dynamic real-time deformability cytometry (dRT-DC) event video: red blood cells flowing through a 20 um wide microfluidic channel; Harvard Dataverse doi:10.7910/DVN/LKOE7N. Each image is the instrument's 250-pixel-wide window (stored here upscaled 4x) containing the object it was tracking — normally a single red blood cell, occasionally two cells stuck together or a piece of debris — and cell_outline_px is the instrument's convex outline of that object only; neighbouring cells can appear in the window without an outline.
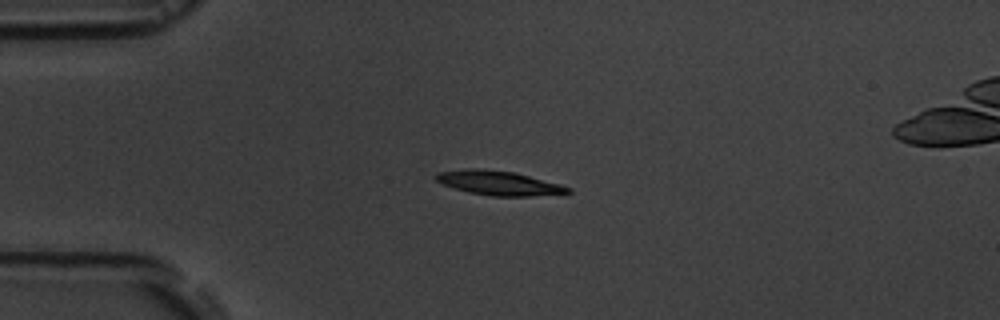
{"species": "common noctule bat (a hibernating species)", "species_latin": "Nyctalus noctula", "temperature_condition": "room temperature", "stored_images_in_passage": 5, "camera_frame_rate_fps": 3000, "um_per_image_px": 0.085, "animal": {"sex": "male", "body_mass_g": 19.5, "forearm_length_mm": 54.6}, "frame": {"image": 1, "passage_image": 3, "time_ms": 2.333, "image_size_px": [1000, 320], "cell_outline_px": [[572, 192], [528, 196], [492, 196], [468, 192], [444, 184], [436, 180], [432, 176], [440, 172], [464, 168], [484, 168], [512, 172], [560, 184], [572, 188]], "centroid_in_image_um": [42.36, 15.54], "position_along_channel_um": 42.6, "area_um2": 18.5}}